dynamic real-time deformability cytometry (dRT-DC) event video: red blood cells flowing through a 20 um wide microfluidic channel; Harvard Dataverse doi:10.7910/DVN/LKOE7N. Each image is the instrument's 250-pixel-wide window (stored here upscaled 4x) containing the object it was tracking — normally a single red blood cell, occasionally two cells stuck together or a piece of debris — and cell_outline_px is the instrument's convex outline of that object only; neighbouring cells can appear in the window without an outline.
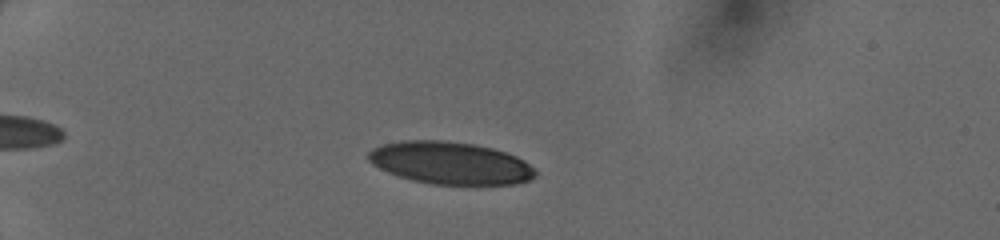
{"species": "human", "species_latin": "Homo sapiens", "temperature_condition": "cold", "stored_images_in_passage": 35, "camera_frame_rate_fps": 3000, "um_per_image_px": 0.085, "donor": {"sex": "female"}, "frame": {"image": 1, "passage_image": 6, "time_ms": 1.667, "image_size_px": [1000, 240], "cell_outline_px": [[536, 176], [532, 180], [516, 184], [432, 184], [412, 180], [388, 172], [372, 164], [368, 160], [368, 152], [372, 148], [380, 144], [400, 140], [440, 140], [472, 144], [492, 148], [516, 156], [524, 160], [536, 172]], "centroid_in_image_um": [38.25, 13.85], "position_along_channel_um": 46.7, "area_um2": 41.21}}
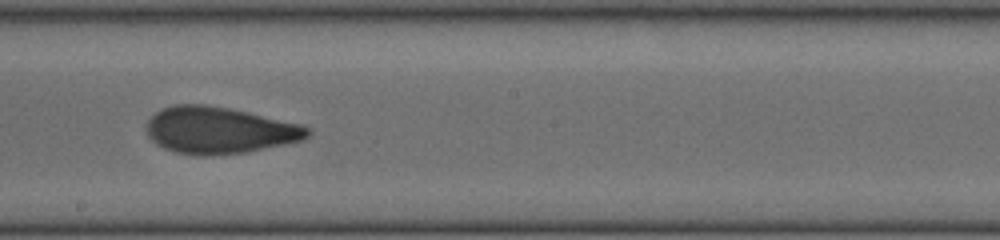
{"frame": {"image": 2, "passage_image": 22, "time_ms": 7.0, "image_size_px": [1000, 240], "cell_outline_px": [[312, 132], [304, 140], [248, 152], [204, 156], [200, 156], [176, 152], [164, 148], [156, 144], [148, 136], [144, 128], [148, 120], [156, 112], [172, 104], [208, 104], [228, 108], [304, 124], [312, 128]], "centroid_in_image_um": [18.66, 11.07], "position_along_channel_um": 229.5, "area_um2": 44.33}}
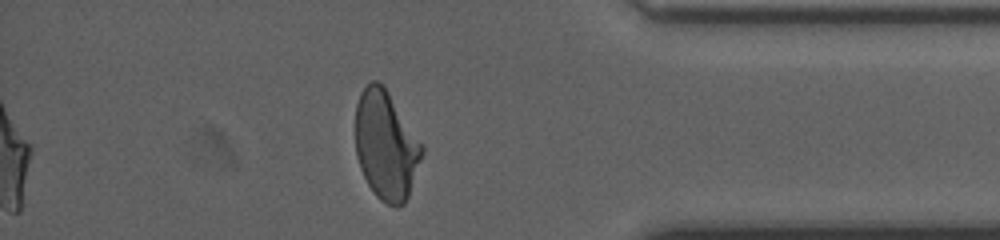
{"frame": {"image": 3, "passage_image": 35, "time_ms": 11.333, "image_size_px": [1000, 240], "cell_outline_px": [[424, 152], [408, 196], [404, 204], [396, 208], [380, 200], [376, 196], [368, 184], [360, 168], [356, 156], [356, 104], [360, 92], [372, 80], [376, 80], [384, 84], [424, 144]], "centroid_in_image_um": [32.83, 12.33], "position_along_channel_um": 402.4, "area_um2": 42.66}}